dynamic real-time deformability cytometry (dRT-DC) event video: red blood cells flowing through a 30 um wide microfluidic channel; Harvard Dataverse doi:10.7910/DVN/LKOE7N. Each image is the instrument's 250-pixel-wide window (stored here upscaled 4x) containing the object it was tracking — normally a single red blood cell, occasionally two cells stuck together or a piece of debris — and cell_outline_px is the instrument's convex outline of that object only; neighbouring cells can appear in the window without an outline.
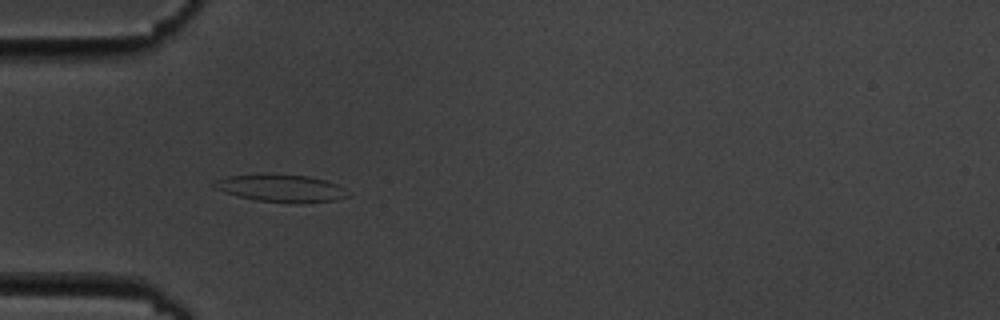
{"species": "common noctule bat (a hibernating species)", "species_latin": "Nyctalus noctula", "temperature_condition": "cold", "stored_images_in_passage": 6, "camera_frame_rate_fps": 3000, "um_per_image_px": 0.085, "animal": {"sex": "male", "body_mass_g": 19.5, "forearm_length_mm": 54.6}, "frame": {"image": 1, "passage_image": 4, "time_ms": 4.667, "image_size_px": [1000, 320], "cell_outline_px": [[352, 196], [336, 200], [304, 204], [256, 200], [224, 192], [212, 188], [212, 184], [216, 180], [228, 176], [308, 176], [324, 180], [336, 184], [344, 188]], "centroid_in_image_um": [23.96, 16.05], "position_along_channel_um": 61.0, "area_um2": 20.81}}
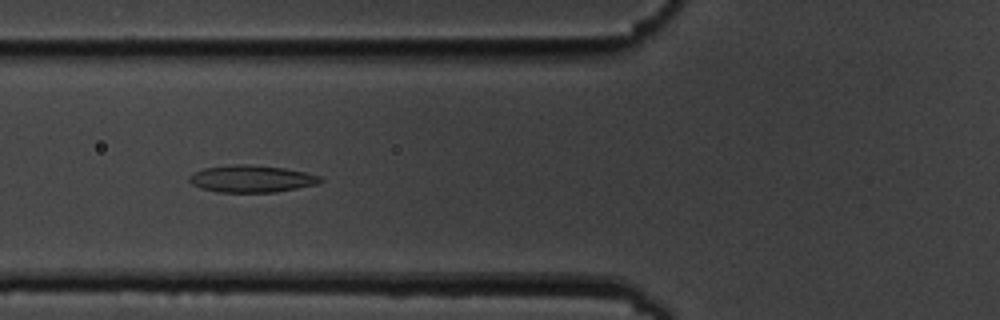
{"frame": {"image": 2, "passage_image": 5, "time_ms": 6.0, "image_size_px": [1000, 320], "cell_outline_px": [[324, 180], [316, 184], [276, 192], [216, 192], [200, 188], [192, 184], [188, 180], [188, 176], [192, 172], [204, 168], [232, 164], [244, 164], [284, 168], [304, 172], [320, 176]], "centroid_in_image_um": [21.32, 15.19], "position_along_channel_um": 104.5, "area_um2": 20.69}}
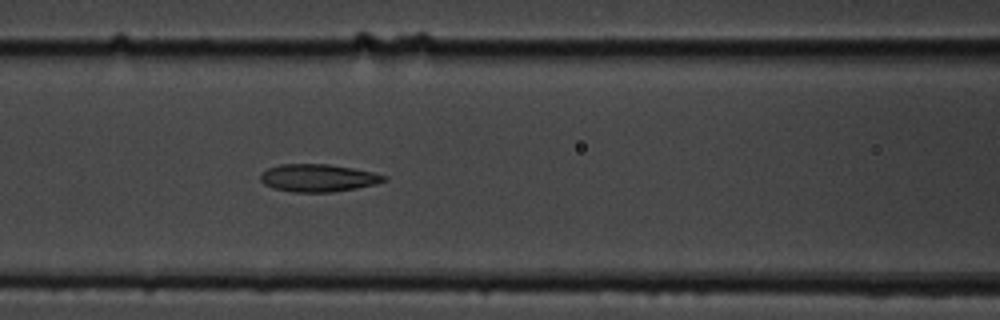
{"frame": {"image": 3, "passage_image": 6, "time_ms": 7.0, "image_size_px": [1000, 320], "cell_outline_px": [[388, 180], [376, 184], [356, 188], [332, 192], [292, 192], [272, 188], [264, 184], [260, 180], [260, 176], [268, 168], [280, 164], [328, 164], [352, 168], [372, 172], [388, 176]], "centroid_in_image_um": [27.05, 15.13], "position_along_channel_um": 139.6, "area_um2": 19.88}}